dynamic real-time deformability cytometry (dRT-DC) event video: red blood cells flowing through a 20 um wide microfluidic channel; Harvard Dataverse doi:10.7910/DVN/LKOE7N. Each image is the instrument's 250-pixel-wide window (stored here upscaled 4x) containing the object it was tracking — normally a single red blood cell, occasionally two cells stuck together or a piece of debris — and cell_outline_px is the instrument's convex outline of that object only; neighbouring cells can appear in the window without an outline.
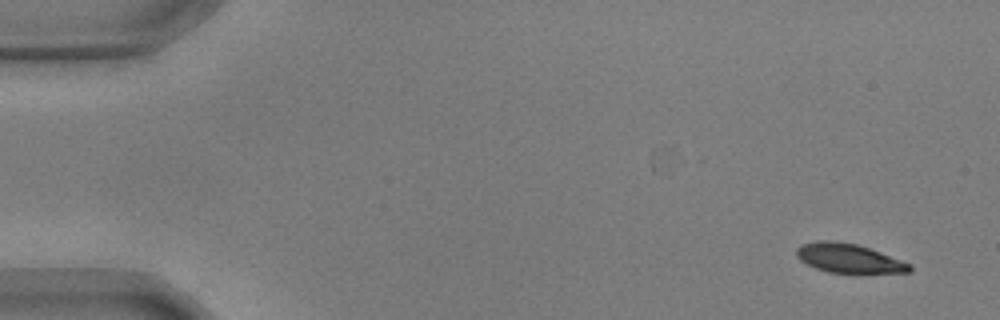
{"species": "common noctule bat (a hibernating species)", "species_latin": "Nyctalus noctula", "temperature_condition": "warm", "stored_images_in_passage": 43, "camera_frame_rate_fps": 3000, "um_per_image_px": 0.085, "animal": {"sex": "male", "body_mass_g": 17.9, "forearm_length_mm": 54.2}, "frame": {"image": 1, "passage_image": 1, "time_ms": 0.0, "image_size_px": [1000, 320], "cell_outline_px": [[912, 268], [908, 272], [828, 272], [816, 268], [800, 260], [796, 256], [796, 248], [800, 244], [820, 240], [832, 240], [856, 244], [880, 252], [912, 264]], "centroid_in_image_um": [72.1, 21.93], "position_along_channel_um": 12.9, "area_um2": 18.9}}
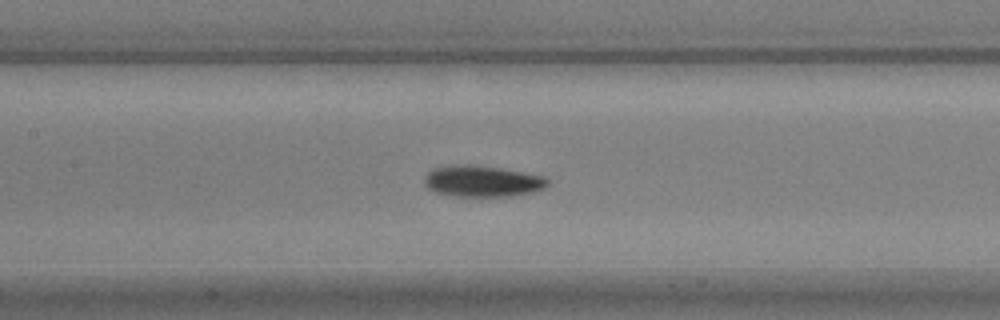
{"frame": {"image": 2, "passage_image": 24, "time_ms": 7.667, "image_size_px": [1000, 320], "cell_outline_px": [[548, 184], [544, 188], [532, 192], [512, 196], [452, 196], [436, 192], [428, 188], [424, 184], [424, 176], [432, 168], [456, 164], [468, 164], [500, 168], [544, 176], [548, 180]], "centroid_in_image_um": [40.96, 15.4], "position_along_channel_um": 166.4, "area_um2": 22.48}}
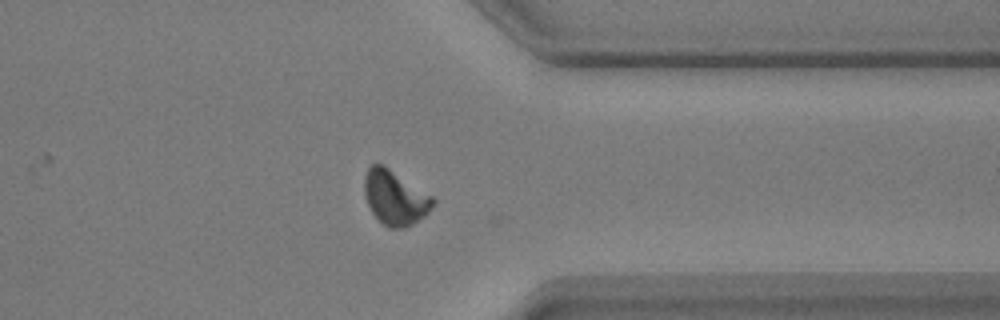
{"frame": {"image": 3, "passage_image": 42, "time_ms": 13.667, "image_size_px": [1000, 320], "cell_outline_px": [[436, 200], [428, 212], [424, 216], [412, 224], [404, 228], [388, 228], [372, 212], [364, 196], [364, 176], [368, 168], [376, 160], [384, 164], [432, 196]], "centroid_in_image_um": [33.55, 16.76], "position_along_channel_um": 377.9, "area_um2": 21.85}, "authors_computed_cell_mechanics": {"area_um2": 21.386, "velocity_mm_per_s": 3.607, "shape_relaxation_time_tau1_ms": 2.2071, "shape_relaxation_time_tau2_ms": 2.6153, "deformation_change_tau1": 0.1468, "deformation_change_tau2": 0.076}}